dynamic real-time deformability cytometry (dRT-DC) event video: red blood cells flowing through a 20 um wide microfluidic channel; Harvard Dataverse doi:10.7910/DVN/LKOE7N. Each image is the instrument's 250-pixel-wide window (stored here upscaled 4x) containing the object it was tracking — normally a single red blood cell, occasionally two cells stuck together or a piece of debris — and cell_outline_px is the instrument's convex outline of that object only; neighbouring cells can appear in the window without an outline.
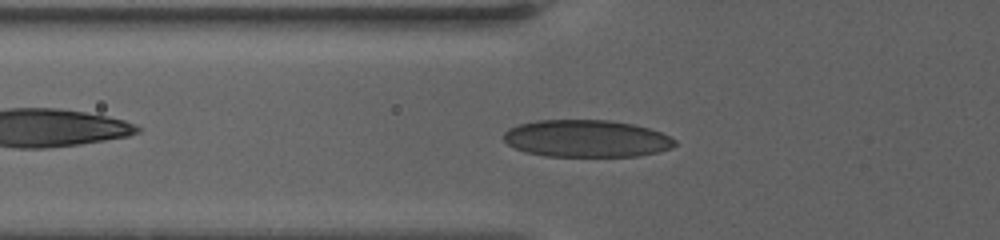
{"species": "human", "species_latin": "Homo sapiens", "temperature_condition": "warm", "stored_images_in_passage": 61, "camera_frame_rate_fps": 3000, "um_per_image_px": 0.085, "donor": {"sex": "female"}, "frame": {"image": 1, "passage_image": 19, "time_ms": 4.667, "image_size_px": [1000, 240], "cell_outline_px": [[676, 144], [672, 148], [656, 152], [636, 156], [544, 156], [524, 152], [508, 144], [504, 140], [504, 132], [508, 128], [520, 124], [536, 120], [608, 120], [632, 124], [648, 128], [660, 132], [676, 140]], "centroid_in_image_um": [49.82, 11.78], "position_along_channel_um": 76.0, "area_um2": 37.05}}
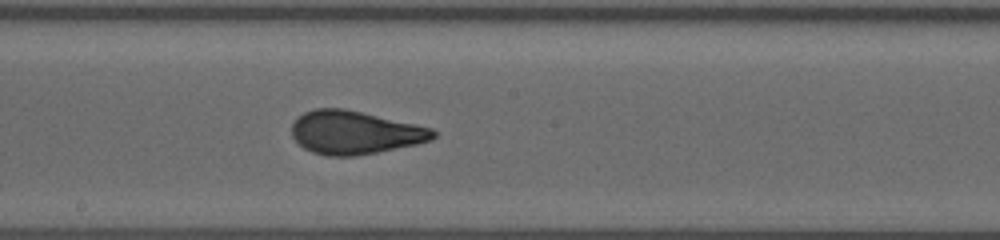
{"frame": {"image": 2, "passage_image": 32, "time_ms": 9.0, "image_size_px": [1000, 240], "cell_outline_px": [[436, 136], [432, 140], [416, 144], [356, 156], [328, 156], [312, 152], [304, 148], [292, 136], [292, 124], [304, 112], [316, 108], [344, 108], [416, 124], [432, 128], [436, 132]], "centroid_in_image_um": [30.16, 11.26], "position_along_channel_um": 218.0, "area_um2": 35.49}}
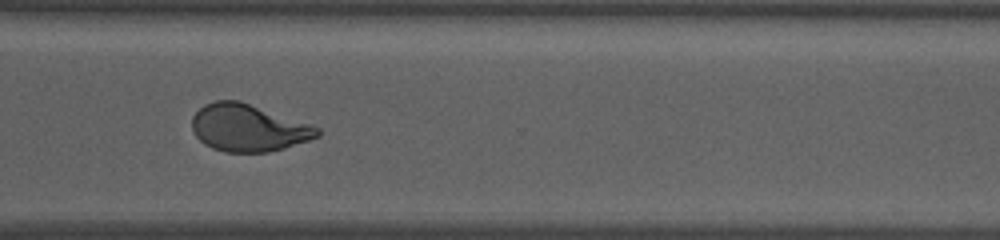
{"frame": {"image": 3, "passage_image": 44, "time_ms": 13.0, "image_size_px": [1000, 240], "cell_outline_px": [[320, 136], [284, 148], [268, 152], [224, 152], [212, 148], [204, 144], [192, 132], [192, 116], [204, 104], [216, 100], [240, 100], [312, 124], [320, 128]], "centroid_in_image_um": [21.1, 10.86], "position_along_channel_um": 349.5, "area_um2": 34.74}}